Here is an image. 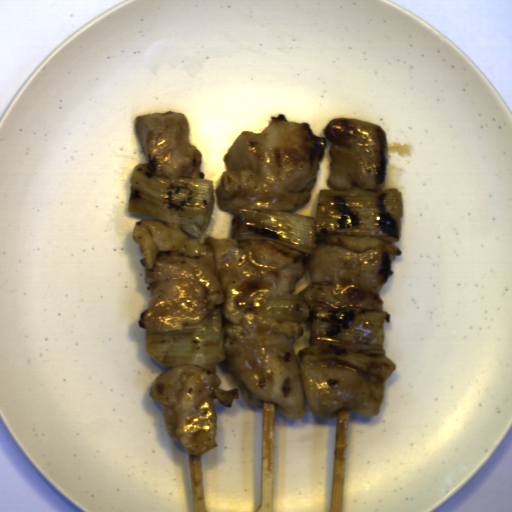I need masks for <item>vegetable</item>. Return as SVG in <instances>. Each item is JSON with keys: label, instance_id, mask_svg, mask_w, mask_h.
I'll use <instances>...</instances> for the list:
<instances>
[{"label": "vegetable", "instance_id": "vegetable-1", "mask_svg": "<svg viewBox=\"0 0 512 512\" xmlns=\"http://www.w3.org/2000/svg\"><path fill=\"white\" fill-rule=\"evenodd\" d=\"M403 193L397 189H321L315 217L277 210L240 209L232 220L234 241L271 240L305 254L330 235L400 242Z\"/></svg>", "mask_w": 512, "mask_h": 512}, {"label": "vegetable", "instance_id": "vegetable-2", "mask_svg": "<svg viewBox=\"0 0 512 512\" xmlns=\"http://www.w3.org/2000/svg\"><path fill=\"white\" fill-rule=\"evenodd\" d=\"M213 181L184 176L168 179L150 163L131 169L127 214L169 222L189 235L201 237L214 211Z\"/></svg>", "mask_w": 512, "mask_h": 512}, {"label": "vegetable", "instance_id": "vegetable-3", "mask_svg": "<svg viewBox=\"0 0 512 512\" xmlns=\"http://www.w3.org/2000/svg\"><path fill=\"white\" fill-rule=\"evenodd\" d=\"M227 321L223 305H216L205 319L183 330H147L144 348L150 358L165 368L196 364L216 373L219 363L226 360Z\"/></svg>", "mask_w": 512, "mask_h": 512}, {"label": "vegetable", "instance_id": "vegetable-4", "mask_svg": "<svg viewBox=\"0 0 512 512\" xmlns=\"http://www.w3.org/2000/svg\"><path fill=\"white\" fill-rule=\"evenodd\" d=\"M390 313L378 310L325 309L314 312L311 322V344H370L382 350L384 322Z\"/></svg>", "mask_w": 512, "mask_h": 512}, {"label": "vegetable", "instance_id": "vegetable-5", "mask_svg": "<svg viewBox=\"0 0 512 512\" xmlns=\"http://www.w3.org/2000/svg\"><path fill=\"white\" fill-rule=\"evenodd\" d=\"M265 314L269 319L290 323L307 321L312 314L310 305L298 294L280 293L266 298Z\"/></svg>", "mask_w": 512, "mask_h": 512}]
</instances>
